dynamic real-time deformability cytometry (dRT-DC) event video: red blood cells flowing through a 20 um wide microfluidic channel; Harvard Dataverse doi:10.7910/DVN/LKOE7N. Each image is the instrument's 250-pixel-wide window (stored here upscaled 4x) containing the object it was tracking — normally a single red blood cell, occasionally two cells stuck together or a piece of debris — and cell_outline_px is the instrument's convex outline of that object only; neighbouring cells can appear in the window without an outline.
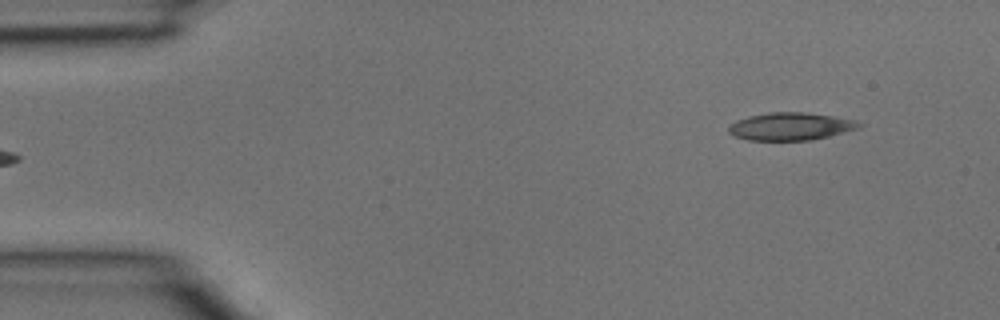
{"species": "common noctule bat (a hibernating species)", "species_latin": "Nyctalus noctula", "temperature_condition": "room temperature", "stored_images_in_passage": 4, "camera_frame_rate_fps": 3000, "um_per_image_px": 0.085, "animal": {"sex": "male", "body_mass_g": 15.6}, "frame": {"image": 1, "passage_image": 4, "time_ms": 1.0, "image_size_px": [1000, 320], "cell_outline_px": [[864, 124], [860, 128], [812, 140], [748, 140], [736, 136], [728, 132], [728, 128], [736, 120], [748, 116], [768, 112], [804, 112], [832, 116], [856, 120]], "centroid_in_image_um": [67.22, 10.74], "position_along_channel_um": 17.8, "area_um2": 20.98}}